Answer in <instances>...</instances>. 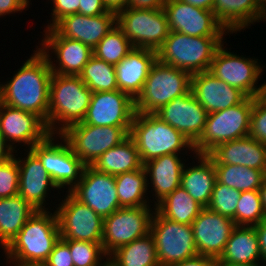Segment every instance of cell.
<instances>
[{"label": "cell", "instance_id": "6da1fadb", "mask_svg": "<svg viewBox=\"0 0 266 266\" xmlns=\"http://www.w3.org/2000/svg\"><path fill=\"white\" fill-rule=\"evenodd\" d=\"M52 74L47 57L37 49L10 81L0 84V102L38 115L48 127L49 86Z\"/></svg>", "mask_w": 266, "mask_h": 266}, {"label": "cell", "instance_id": "7a4b0ae2", "mask_svg": "<svg viewBox=\"0 0 266 266\" xmlns=\"http://www.w3.org/2000/svg\"><path fill=\"white\" fill-rule=\"evenodd\" d=\"M91 95L92 91L79 75L53 73L49 86V132L59 136L68 126L82 122L89 107ZM56 123L58 126L60 123L61 126L58 127Z\"/></svg>", "mask_w": 266, "mask_h": 266}, {"label": "cell", "instance_id": "3957f363", "mask_svg": "<svg viewBox=\"0 0 266 266\" xmlns=\"http://www.w3.org/2000/svg\"><path fill=\"white\" fill-rule=\"evenodd\" d=\"M59 239L56 211L37 210L3 250L10 259L45 263Z\"/></svg>", "mask_w": 266, "mask_h": 266}, {"label": "cell", "instance_id": "277c9868", "mask_svg": "<svg viewBox=\"0 0 266 266\" xmlns=\"http://www.w3.org/2000/svg\"><path fill=\"white\" fill-rule=\"evenodd\" d=\"M129 136L134 140L142 164L168 154H178L181 149L194 151V145L178 130L156 114L135 112Z\"/></svg>", "mask_w": 266, "mask_h": 266}, {"label": "cell", "instance_id": "5b68a950", "mask_svg": "<svg viewBox=\"0 0 266 266\" xmlns=\"http://www.w3.org/2000/svg\"><path fill=\"white\" fill-rule=\"evenodd\" d=\"M224 37H196L170 31L157 51V60L191 75L209 71L214 54Z\"/></svg>", "mask_w": 266, "mask_h": 266}, {"label": "cell", "instance_id": "8992f818", "mask_svg": "<svg viewBox=\"0 0 266 266\" xmlns=\"http://www.w3.org/2000/svg\"><path fill=\"white\" fill-rule=\"evenodd\" d=\"M191 74L156 60L150 68L141 93L135 99V111L155 114L165 104L191 91Z\"/></svg>", "mask_w": 266, "mask_h": 266}, {"label": "cell", "instance_id": "52a82bcc", "mask_svg": "<svg viewBox=\"0 0 266 266\" xmlns=\"http://www.w3.org/2000/svg\"><path fill=\"white\" fill-rule=\"evenodd\" d=\"M253 98L208 114L203 134L194 144L195 154H208L217 145L249 136Z\"/></svg>", "mask_w": 266, "mask_h": 266}, {"label": "cell", "instance_id": "ba28073f", "mask_svg": "<svg viewBox=\"0 0 266 266\" xmlns=\"http://www.w3.org/2000/svg\"><path fill=\"white\" fill-rule=\"evenodd\" d=\"M116 25L133 47L157 52L170 30L164 9L127 7L116 13Z\"/></svg>", "mask_w": 266, "mask_h": 266}, {"label": "cell", "instance_id": "9c48e42d", "mask_svg": "<svg viewBox=\"0 0 266 266\" xmlns=\"http://www.w3.org/2000/svg\"><path fill=\"white\" fill-rule=\"evenodd\" d=\"M131 127L94 126L78 122L61 135L85 166H91L107 150L129 136Z\"/></svg>", "mask_w": 266, "mask_h": 266}, {"label": "cell", "instance_id": "30bf717a", "mask_svg": "<svg viewBox=\"0 0 266 266\" xmlns=\"http://www.w3.org/2000/svg\"><path fill=\"white\" fill-rule=\"evenodd\" d=\"M150 226L160 266H169L198 254L192 225L163 217L155 208Z\"/></svg>", "mask_w": 266, "mask_h": 266}, {"label": "cell", "instance_id": "8fae6325", "mask_svg": "<svg viewBox=\"0 0 266 266\" xmlns=\"http://www.w3.org/2000/svg\"><path fill=\"white\" fill-rule=\"evenodd\" d=\"M149 206L120 208L103 218L102 247L107 257L117 248L150 233L154 212Z\"/></svg>", "mask_w": 266, "mask_h": 266}, {"label": "cell", "instance_id": "7c38bea8", "mask_svg": "<svg viewBox=\"0 0 266 266\" xmlns=\"http://www.w3.org/2000/svg\"><path fill=\"white\" fill-rule=\"evenodd\" d=\"M54 134L35 144L30 150L39 158L59 189L68 186L70 191L81 179L85 165L72 151L67 141L60 135L63 143L54 142ZM56 143V144H54Z\"/></svg>", "mask_w": 266, "mask_h": 266}, {"label": "cell", "instance_id": "4fadbf2b", "mask_svg": "<svg viewBox=\"0 0 266 266\" xmlns=\"http://www.w3.org/2000/svg\"><path fill=\"white\" fill-rule=\"evenodd\" d=\"M62 202L55 210L60 238L102 243L103 218L69 192Z\"/></svg>", "mask_w": 266, "mask_h": 266}, {"label": "cell", "instance_id": "5bb4252c", "mask_svg": "<svg viewBox=\"0 0 266 266\" xmlns=\"http://www.w3.org/2000/svg\"><path fill=\"white\" fill-rule=\"evenodd\" d=\"M68 192L102 218L122 208L117 195L115 176L98 172L92 166L84 167L80 181Z\"/></svg>", "mask_w": 266, "mask_h": 266}, {"label": "cell", "instance_id": "9a60e30c", "mask_svg": "<svg viewBox=\"0 0 266 266\" xmlns=\"http://www.w3.org/2000/svg\"><path fill=\"white\" fill-rule=\"evenodd\" d=\"M223 43L216 50L209 72L229 86L244 92L248 97L258 96L259 88L256 86L262 67L257 60L245 58L223 48ZM257 87V88H256Z\"/></svg>", "mask_w": 266, "mask_h": 266}, {"label": "cell", "instance_id": "2e32d148", "mask_svg": "<svg viewBox=\"0 0 266 266\" xmlns=\"http://www.w3.org/2000/svg\"><path fill=\"white\" fill-rule=\"evenodd\" d=\"M163 9L170 31L196 37H223L225 33H229L213 11L195 7L182 0H167Z\"/></svg>", "mask_w": 266, "mask_h": 266}, {"label": "cell", "instance_id": "e0dca14e", "mask_svg": "<svg viewBox=\"0 0 266 266\" xmlns=\"http://www.w3.org/2000/svg\"><path fill=\"white\" fill-rule=\"evenodd\" d=\"M135 112V100L125 92H94L82 123L101 127H131Z\"/></svg>", "mask_w": 266, "mask_h": 266}, {"label": "cell", "instance_id": "ac0fdd59", "mask_svg": "<svg viewBox=\"0 0 266 266\" xmlns=\"http://www.w3.org/2000/svg\"><path fill=\"white\" fill-rule=\"evenodd\" d=\"M155 114L182 133L193 145L203 134L208 116L192 91L176 97Z\"/></svg>", "mask_w": 266, "mask_h": 266}, {"label": "cell", "instance_id": "d6986e66", "mask_svg": "<svg viewBox=\"0 0 266 266\" xmlns=\"http://www.w3.org/2000/svg\"><path fill=\"white\" fill-rule=\"evenodd\" d=\"M45 38L40 49L49 62L52 73L62 75H79L83 67L93 56V49L82 42L61 36L53 27L44 30ZM57 56L58 66L53 64L49 50Z\"/></svg>", "mask_w": 266, "mask_h": 266}, {"label": "cell", "instance_id": "ffe728a7", "mask_svg": "<svg viewBox=\"0 0 266 266\" xmlns=\"http://www.w3.org/2000/svg\"><path fill=\"white\" fill-rule=\"evenodd\" d=\"M235 227L233 219L203 208L192 222L198 254L218 259Z\"/></svg>", "mask_w": 266, "mask_h": 266}, {"label": "cell", "instance_id": "44dd1931", "mask_svg": "<svg viewBox=\"0 0 266 266\" xmlns=\"http://www.w3.org/2000/svg\"><path fill=\"white\" fill-rule=\"evenodd\" d=\"M0 133L6 141L23 142L31 149L44 141L51 133L46 123L36 114L16 109L0 102Z\"/></svg>", "mask_w": 266, "mask_h": 266}, {"label": "cell", "instance_id": "7402d4cb", "mask_svg": "<svg viewBox=\"0 0 266 266\" xmlns=\"http://www.w3.org/2000/svg\"><path fill=\"white\" fill-rule=\"evenodd\" d=\"M191 91L208 114L242 103L248 96L209 71L191 76Z\"/></svg>", "mask_w": 266, "mask_h": 266}, {"label": "cell", "instance_id": "603a6c76", "mask_svg": "<svg viewBox=\"0 0 266 266\" xmlns=\"http://www.w3.org/2000/svg\"><path fill=\"white\" fill-rule=\"evenodd\" d=\"M116 25V13L108 11L98 16L80 13L64 16L53 28L63 37L75 39L92 49Z\"/></svg>", "mask_w": 266, "mask_h": 266}, {"label": "cell", "instance_id": "cb8c5ba5", "mask_svg": "<svg viewBox=\"0 0 266 266\" xmlns=\"http://www.w3.org/2000/svg\"><path fill=\"white\" fill-rule=\"evenodd\" d=\"M19 166V195L35 210H46L43 206L49 188H57L39 158L29 149L27 158L17 159Z\"/></svg>", "mask_w": 266, "mask_h": 266}, {"label": "cell", "instance_id": "d4e9b609", "mask_svg": "<svg viewBox=\"0 0 266 266\" xmlns=\"http://www.w3.org/2000/svg\"><path fill=\"white\" fill-rule=\"evenodd\" d=\"M207 155L214 164L241 165L266 170V144L250 136L221 143Z\"/></svg>", "mask_w": 266, "mask_h": 266}, {"label": "cell", "instance_id": "484cf974", "mask_svg": "<svg viewBox=\"0 0 266 266\" xmlns=\"http://www.w3.org/2000/svg\"><path fill=\"white\" fill-rule=\"evenodd\" d=\"M157 60V52L134 47L115 65L118 90L134 100L141 93L150 68Z\"/></svg>", "mask_w": 266, "mask_h": 266}, {"label": "cell", "instance_id": "4316f807", "mask_svg": "<svg viewBox=\"0 0 266 266\" xmlns=\"http://www.w3.org/2000/svg\"><path fill=\"white\" fill-rule=\"evenodd\" d=\"M212 11L230 33L266 19V10L257 0H215Z\"/></svg>", "mask_w": 266, "mask_h": 266}, {"label": "cell", "instance_id": "83f0119b", "mask_svg": "<svg viewBox=\"0 0 266 266\" xmlns=\"http://www.w3.org/2000/svg\"><path fill=\"white\" fill-rule=\"evenodd\" d=\"M178 154L163 155L143 164L146 174H149L153 191H155L154 206H157L164 198L181 186V175L184 168Z\"/></svg>", "mask_w": 266, "mask_h": 266}, {"label": "cell", "instance_id": "f1b7e54d", "mask_svg": "<svg viewBox=\"0 0 266 266\" xmlns=\"http://www.w3.org/2000/svg\"><path fill=\"white\" fill-rule=\"evenodd\" d=\"M200 163L194 167L183 168L181 186L203 208H207L216 180V170L207 154H196ZM186 168V169H185Z\"/></svg>", "mask_w": 266, "mask_h": 266}, {"label": "cell", "instance_id": "f546056e", "mask_svg": "<svg viewBox=\"0 0 266 266\" xmlns=\"http://www.w3.org/2000/svg\"><path fill=\"white\" fill-rule=\"evenodd\" d=\"M262 260L254 226H236L217 259L220 263L258 264ZM258 261V262H257Z\"/></svg>", "mask_w": 266, "mask_h": 266}, {"label": "cell", "instance_id": "4dcf8cb0", "mask_svg": "<svg viewBox=\"0 0 266 266\" xmlns=\"http://www.w3.org/2000/svg\"><path fill=\"white\" fill-rule=\"evenodd\" d=\"M91 166L98 172L116 176L141 169L143 164L134 140L128 136L120 144L104 152Z\"/></svg>", "mask_w": 266, "mask_h": 266}, {"label": "cell", "instance_id": "1f68e13d", "mask_svg": "<svg viewBox=\"0 0 266 266\" xmlns=\"http://www.w3.org/2000/svg\"><path fill=\"white\" fill-rule=\"evenodd\" d=\"M19 194L0 198V244L4 249L36 212Z\"/></svg>", "mask_w": 266, "mask_h": 266}, {"label": "cell", "instance_id": "d6a6232c", "mask_svg": "<svg viewBox=\"0 0 266 266\" xmlns=\"http://www.w3.org/2000/svg\"><path fill=\"white\" fill-rule=\"evenodd\" d=\"M108 259L115 266H160L155 242L150 233L117 248Z\"/></svg>", "mask_w": 266, "mask_h": 266}, {"label": "cell", "instance_id": "836d02e7", "mask_svg": "<svg viewBox=\"0 0 266 266\" xmlns=\"http://www.w3.org/2000/svg\"><path fill=\"white\" fill-rule=\"evenodd\" d=\"M155 209L168 220L192 225L203 207L182 186H179L168 194Z\"/></svg>", "mask_w": 266, "mask_h": 266}, {"label": "cell", "instance_id": "e575fe53", "mask_svg": "<svg viewBox=\"0 0 266 266\" xmlns=\"http://www.w3.org/2000/svg\"><path fill=\"white\" fill-rule=\"evenodd\" d=\"M147 177L144 167L115 176L117 195L121 207L149 206L147 199H144V193H146L148 184H150Z\"/></svg>", "mask_w": 266, "mask_h": 266}, {"label": "cell", "instance_id": "d590c367", "mask_svg": "<svg viewBox=\"0 0 266 266\" xmlns=\"http://www.w3.org/2000/svg\"><path fill=\"white\" fill-rule=\"evenodd\" d=\"M216 180L239 192L259 190L266 170H257L241 165L214 164Z\"/></svg>", "mask_w": 266, "mask_h": 266}, {"label": "cell", "instance_id": "8d00e7d4", "mask_svg": "<svg viewBox=\"0 0 266 266\" xmlns=\"http://www.w3.org/2000/svg\"><path fill=\"white\" fill-rule=\"evenodd\" d=\"M79 77L92 93L118 90L115 66L94 55L83 67Z\"/></svg>", "mask_w": 266, "mask_h": 266}, {"label": "cell", "instance_id": "74e56055", "mask_svg": "<svg viewBox=\"0 0 266 266\" xmlns=\"http://www.w3.org/2000/svg\"><path fill=\"white\" fill-rule=\"evenodd\" d=\"M130 40L115 25L93 48V55L108 64L116 65L133 49Z\"/></svg>", "mask_w": 266, "mask_h": 266}, {"label": "cell", "instance_id": "f35d334b", "mask_svg": "<svg viewBox=\"0 0 266 266\" xmlns=\"http://www.w3.org/2000/svg\"><path fill=\"white\" fill-rule=\"evenodd\" d=\"M266 218L259 190H250L240 193L233 218L236 226H255Z\"/></svg>", "mask_w": 266, "mask_h": 266}, {"label": "cell", "instance_id": "ab89813d", "mask_svg": "<svg viewBox=\"0 0 266 266\" xmlns=\"http://www.w3.org/2000/svg\"><path fill=\"white\" fill-rule=\"evenodd\" d=\"M240 193L238 190L216 181L207 208L215 213L233 219L236 215Z\"/></svg>", "mask_w": 266, "mask_h": 266}, {"label": "cell", "instance_id": "60d3db41", "mask_svg": "<svg viewBox=\"0 0 266 266\" xmlns=\"http://www.w3.org/2000/svg\"><path fill=\"white\" fill-rule=\"evenodd\" d=\"M64 241L69 245L74 266H101V259L107 255L103 250L102 243L79 240Z\"/></svg>", "mask_w": 266, "mask_h": 266}, {"label": "cell", "instance_id": "b9f144b4", "mask_svg": "<svg viewBox=\"0 0 266 266\" xmlns=\"http://www.w3.org/2000/svg\"><path fill=\"white\" fill-rule=\"evenodd\" d=\"M19 194V166L14 156L0 164V198Z\"/></svg>", "mask_w": 266, "mask_h": 266}, {"label": "cell", "instance_id": "7bdbcfd3", "mask_svg": "<svg viewBox=\"0 0 266 266\" xmlns=\"http://www.w3.org/2000/svg\"><path fill=\"white\" fill-rule=\"evenodd\" d=\"M249 136L266 144V104L258 97L253 98Z\"/></svg>", "mask_w": 266, "mask_h": 266}, {"label": "cell", "instance_id": "ee69618b", "mask_svg": "<svg viewBox=\"0 0 266 266\" xmlns=\"http://www.w3.org/2000/svg\"><path fill=\"white\" fill-rule=\"evenodd\" d=\"M46 266H74L69 245L60 238L50 253Z\"/></svg>", "mask_w": 266, "mask_h": 266}, {"label": "cell", "instance_id": "f6af8a7d", "mask_svg": "<svg viewBox=\"0 0 266 266\" xmlns=\"http://www.w3.org/2000/svg\"><path fill=\"white\" fill-rule=\"evenodd\" d=\"M52 24L46 26L52 28L64 16L79 13L80 0H52Z\"/></svg>", "mask_w": 266, "mask_h": 266}, {"label": "cell", "instance_id": "bcb514c9", "mask_svg": "<svg viewBox=\"0 0 266 266\" xmlns=\"http://www.w3.org/2000/svg\"><path fill=\"white\" fill-rule=\"evenodd\" d=\"M103 0H80L79 13L86 16H98L107 13Z\"/></svg>", "mask_w": 266, "mask_h": 266}, {"label": "cell", "instance_id": "7dc6e473", "mask_svg": "<svg viewBox=\"0 0 266 266\" xmlns=\"http://www.w3.org/2000/svg\"><path fill=\"white\" fill-rule=\"evenodd\" d=\"M29 0H0V17L26 9Z\"/></svg>", "mask_w": 266, "mask_h": 266}, {"label": "cell", "instance_id": "c3c4849f", "mask_svg": "<svg viewBox=\"0 0 266 266\" xmlns=\"http://www.w3.org/2000/svg\"><path fill=\"white\" fill-rule=\"evenodd\" d=\"M169 266H217V259L197 254L194 257Z\"/></svg>", "mask_w": 266, "mask_h": 266}, {"label": "cell", "instance_id": "681fc988", "mask_svg": "<svg viewBox=\"0 0 266 266\" xmlns=\"http://www.w3.org/2000/svg\"><path fill=\"white\" fill-rule=\"evenodd\" d=\"M167 0H128V7L136 9H163Z\"/></svg>", "mask_w": 266, "mask_h": 266}, {"label": "cell", "instance_id": "f907efd6", "mask_svg": "<svg viewBox=\"0 0 266 266\" xmlns=\"http://www.w3.org/2000/svg\"><path fill=\"white\" fill-rule=\"evenodd\" d=\"M259 244L262 262L266 263V218L254 226Z\"/></svg>", "mask_w": 266, "mask_h": 266}, {"label": "cell", "instance_id": "816d5d0a", "mask_svg": "<svg viewBox=\"0 0 266 266\" xmlns=\"http://www.w3.org/2000/svg\"><path fill=\"white\" fill-rule=\"evenodd\" d=\"M6 143V139L0 133V164L14 157L13 151L15 150V148H12L9 143Z\"/></svg>", "mask_w": 266, "mask_h": 266}, {"label": "cell", "instance_id": "f5cc1de1", "mask_svg": "<svg viewBox=\"0 0 266 266\" xmlns=\"http://www.w3.org/2000/svg\"><path fill=\"white\" fill-rule=\"evenodd\" d=\"M108 11L119 12L128 7V0H103Z\"/></svg>", "mask_w": 266, "mask_h": 266}, {"label": "cell", "instance_id": "db71d44e", "mask_svg": "<svg viewBox=\"0 0 266 266\" xmlns=\"http://www.w3.org/2000/svg\"><path fill=\"white\" fill-rule=\"evenodd\" d=\"M185 3L199 7L205 10L212 11L215 0H182Z\"/></svg>", "mask_w": 266, "mask_h": 266}, {"label": "cell", "instance_id": "11a10c76", "mask_svg": "<svg viewBox=\"0 0 266 266\" xmlns=\"http://www.w3.org/2000/svg\"><path fill=\"white\" fill-rule=\"evenodd\" d=\"M8 259H9V261L11 260V261L15 262V263H13V264H16L14 266H46V264L43 262H27V261H19V260L7 258V260Z\"/></svg>", "mask_w": 266, "mask_h": 266}, {"label": "cell", "instance_id": "9f6ffc18", "mask_svg": "<svg viewBox=\"0 0 266 266\" xmlns=\"http://www.w3.org/2000/svg\"><path fill=\"white\" fill-rule=\"evenodd\" d=\"M259 191H260V195H261L263 209H264V212L266 215V176L263 179V182H262V185H261Z\"/></svg>", "mask_w": 266, "mask_h": 266}, {"label": "cell", "instance_id": "6f0895ef", "mask_svg": "<svg viewBox=\"0 0 266 266\" xmlns=\"http://www.w3.org/2000/svg\"><path fill=\"white\" fill-rule=\"evenodd\" d=\"M264 104H266V83L260 85V90L257 96Z\"/></svg>", "mask_w": 266, "mask_h": 266}, {"label": "cell", "instance_id": "680465c9", "mask_svg": "<svg viewBox=\"0 0 266 266\" xmlns=\"http://www.w3.org/2000/svg\"><path fill=\"white\" fill-rule=\"evenodd\" d=\"M217 266H261V265H258V264H232V263L217 262Z\"/></svg>", "mask_w": 266, "mask_h": 266}, {"label": "cell", "instance_id": "91938a15", "mask_svg": "<svg viewBox=\"0 0 266 266\" xmlns=\"http://www.w3.org/2000/svg\"><path fill=\"white\" fill-rule=\"evenodd\" d=\"M107 261H104L103 264L101 266H115L109 259L108 257H106Z\"/></svg>", "mask_w": 266, "mask_h": 266}, {"label": "cell", "instance_id": "94428289", "mask_svg": "<svg viewBox=\"0 0 266 266\" xmlns=\"http://www.w3.org/2000/svg\"><path fill=\"white\" fill-rule=\"evenodd\" d=\"M257 1L266 10V0H257Z\"/></svg>", "mask_w": 266, "mask_h": 266}]
</instances>
